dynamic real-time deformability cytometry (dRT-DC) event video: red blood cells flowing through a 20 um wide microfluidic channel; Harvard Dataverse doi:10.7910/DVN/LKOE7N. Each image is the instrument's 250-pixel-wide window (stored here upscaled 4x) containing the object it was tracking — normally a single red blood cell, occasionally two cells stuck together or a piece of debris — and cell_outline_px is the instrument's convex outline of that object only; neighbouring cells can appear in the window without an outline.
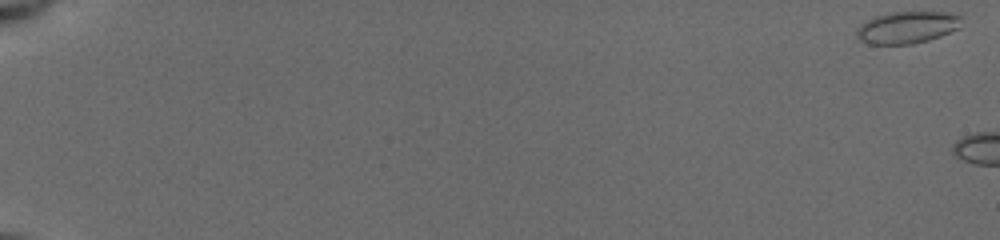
{"species": "common noctule bat (a hibernating species)", "species_latin": "Nyctalus noctula", "temperature_condition": "cold", "stored_images_in_passage": 5, "camera_frame_rate_fps": 3000, "um_per_image_px": 0.085, "animal": {"sex": "female", "body_mass_g": 19.5, "forearm_length_mm": 54.1}, "frame": {"image": 1, "passage_image": 1, "time_ms": 0.0, "image_size_px": [1000, 240], "cell_outline_px": [[960, 28], [940, 36], [928, 40], [912, 44], [868, 44], [860, 40], [856, 36], [856, 28], [860, 24], [876, 16], [892, 12], [944, 12], [960, 16]], "centroid_in_image_um": [77.07, 2.34], "position_along_channel_um": 7.9, "area_um2": 19.48}}